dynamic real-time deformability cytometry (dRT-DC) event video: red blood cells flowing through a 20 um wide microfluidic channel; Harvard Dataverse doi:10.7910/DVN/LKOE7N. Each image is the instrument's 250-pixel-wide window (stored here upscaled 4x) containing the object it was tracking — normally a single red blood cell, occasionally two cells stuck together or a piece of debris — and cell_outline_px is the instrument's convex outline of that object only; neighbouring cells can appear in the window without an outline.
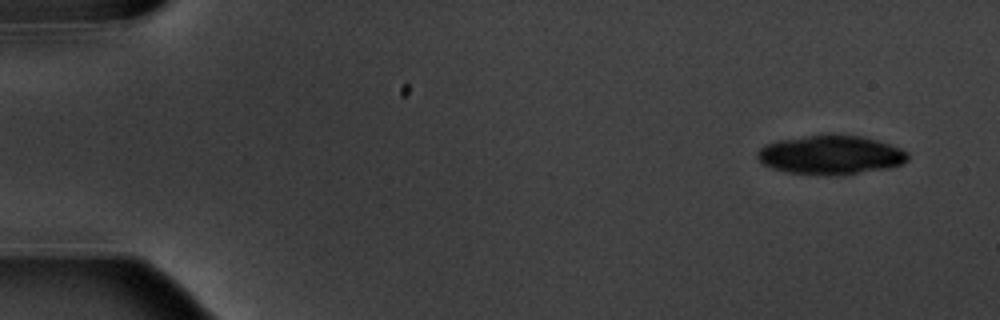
{"species": "common noctule bat (a hibernating species)", "species_latin": "Nyctalus noctula", "temperature_condition": "warm", "stored_images_in_passage": 6, "camera_frame_rate_fps": 3000, "um_per_image_px": 0.085, "animal": {"sex": "male", "body_mass_g": 20.1, "forearm_length_mm": 53.5}, "frame": {"image": 1, "passage_image": 1, "time_ms": 0.0, "image_size_px": [1000, 320], "cell_outline_px": [[908, 160], [900, 164], [888, 168], [856, 172], [788, 172], [772, 168], [764, 164], [756, 156], [756, 152], [760, 148], [768, 144], [780, 140], [808, 136], [860, 136], [876, 140], [900, 148], [908, 152]], "centroid_in_image_um": [70.61, 13.14], "position_along_channel_um": 14.4, "area_um2": 32.37}}